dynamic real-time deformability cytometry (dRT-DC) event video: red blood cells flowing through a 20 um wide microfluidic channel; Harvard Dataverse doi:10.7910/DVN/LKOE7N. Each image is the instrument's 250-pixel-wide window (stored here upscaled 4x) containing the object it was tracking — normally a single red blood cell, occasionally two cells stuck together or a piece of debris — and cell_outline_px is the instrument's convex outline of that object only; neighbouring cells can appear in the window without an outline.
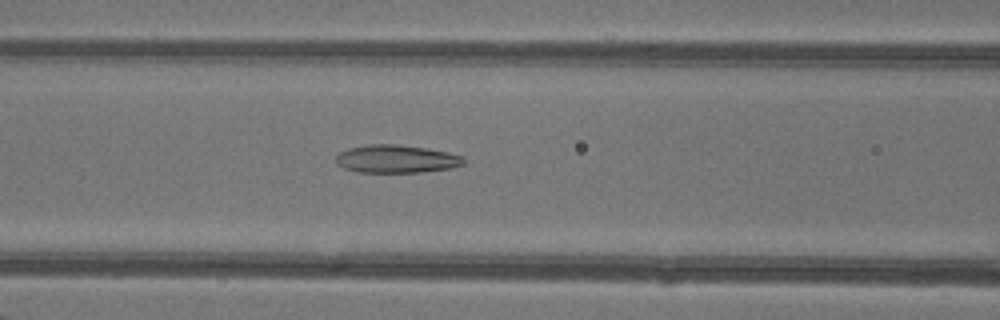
{"species": "common noctule bat (a hibernating species)", "species_latin": "Nyctalus noctula", "temperature_condition": "warm", "stored_images_in_passage": 48, "camera_frame_rate_fps": 3000, "um_per_image_px": 0.085, "animal": {"sex": "female"}, "frame": {"image": 1, "passage_image": 21, "time_ms": 6.667, "image_size_px": [1000, 320], "cell_outline_px": [[464, 164], [452, 168], [420, 172], [356, 172], [344, 168], [336, 164], [336, 156], [340, 152], [348, 148], [368, 144], [396, 144], [428, 148], [448, 152], [464, 156]], "centroid_in_image_um": [33.69, 13.5], "position_along_channel_um": 132.9, "area_um2": 20.98}}
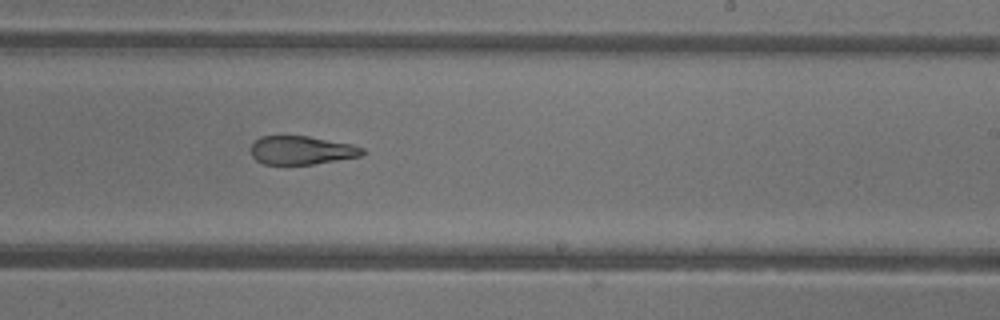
{"frame": {"image": 2, "passage_image": 30, "time_ms": 9.667, "image_size_px": [1000, 320], "cell_outline_px": [[364, 152], [360, 156], [312, 164], [264, 164], [256, 160], [252, 156], [252, 144], [260, 136], [308, 136], [352, 144], [364, 148]], "centroid_in_image_um": [25.63, 12.76], "position_along_channel_um": 263.4, "area_um2": 18.32}}
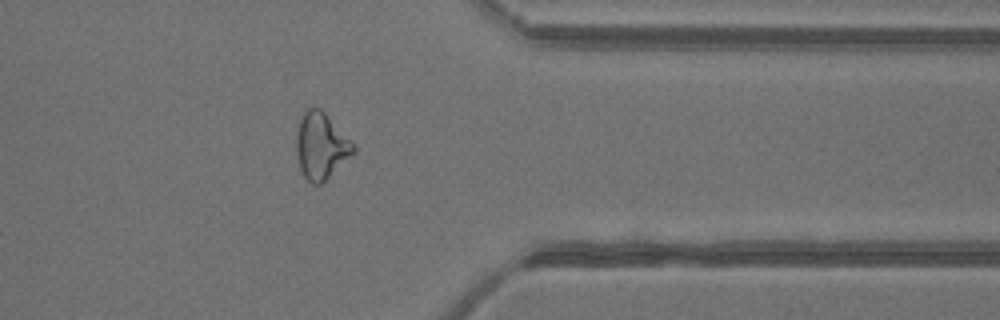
{"frame": {"image": 3, "passage_image": 39, "time_ms": 12.667, "image_size_px": [1000, 320], "cell_outline_px": [[356, 152], [320, 184], [312, 184], [304, 176], [300, 168], [296, 156], [296, 136], [300, 120], [304, 112], [308, 108], [320, 108], [356, 144]], "centroid_in_image_um": [27.3, 12.4], "position_along_channel_um": 384.1, "area_um2": 22.02}, "authors_computed_cell_mechanics": {"area_um2": 23.2934, "velocity_mm_per_s": 4.3543, "shape_relaxation_time_tau1_ms": null, "shape_relaxation_time_tau2_ms": 2.3944, "deformation_change_tau1": null, "deformation_change_tau2": 0.1109}}